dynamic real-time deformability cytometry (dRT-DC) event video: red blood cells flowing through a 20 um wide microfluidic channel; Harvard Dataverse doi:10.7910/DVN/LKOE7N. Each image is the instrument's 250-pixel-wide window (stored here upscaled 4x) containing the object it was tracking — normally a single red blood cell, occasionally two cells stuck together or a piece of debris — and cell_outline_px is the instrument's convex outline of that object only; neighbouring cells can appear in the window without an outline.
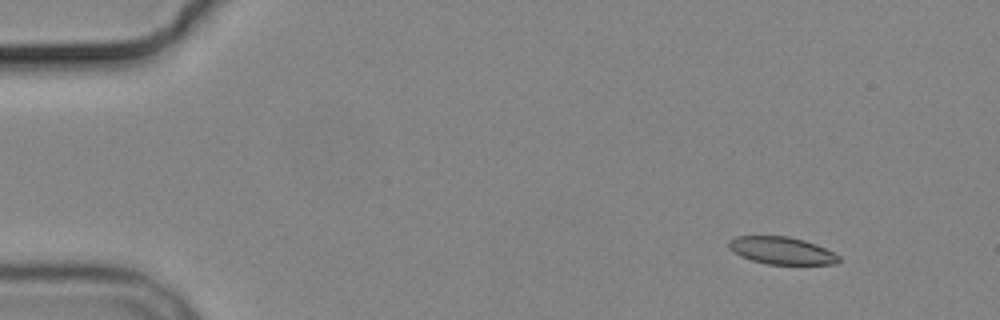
{"species": "common noctule bat (a hibernating species)", "species_latin": "Nyctalus noctula", "temperature_condition": "cold", "stored_images_in_passage": 5, "camera_frame_rate_fps": 3000, "um_per_image_px": 0.085, "animal": {"sex": "male", "body_mass_g": 19.2, "forearm_length_mm": 51.8}, "frame": {"image": 1, "passage_image": 2, "time_ms": 1.333, "image_size_px": [1000, 320], "cell_outline_px": [[840, 260], [836, 264], [768, 264], [752, 260], [740, 256], [728, 248], [728, 240], [736, 236], [788, 236], [804, 240], [816, 244], [840, 256]], "centroid_in_image_um": [66.42, 21.29], "position_along_channel_um": 18.6, "area_um2": 17.51}}
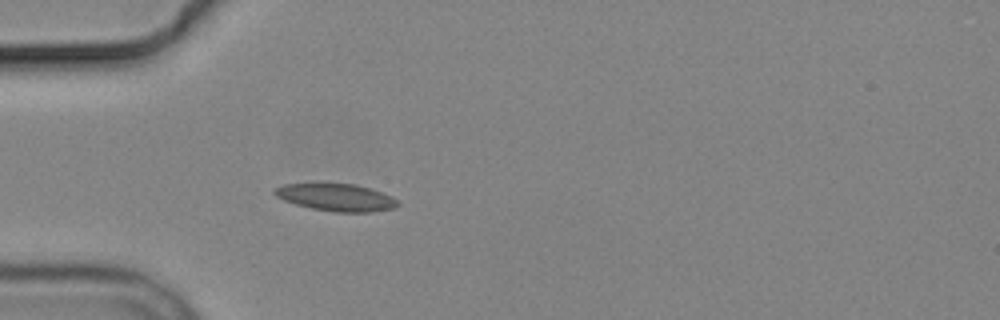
{"frame": {"image": 2, "passage_image": 5, "time_ms": 5.0, "image_size_px": [1000, 320], "cell_outline_px": [[400, 204], [396, 208], [372, 212], [336, 212], [312, 208], [296, 204], [284, 200], [276, 196], [272, 192], [276, 188], [284, 184], [356, 184], [392, 196]], "centroid_in_image_um": [28.61, 16.79], "position_along_channel_um": 56.4, "area_um2": 19.36}}